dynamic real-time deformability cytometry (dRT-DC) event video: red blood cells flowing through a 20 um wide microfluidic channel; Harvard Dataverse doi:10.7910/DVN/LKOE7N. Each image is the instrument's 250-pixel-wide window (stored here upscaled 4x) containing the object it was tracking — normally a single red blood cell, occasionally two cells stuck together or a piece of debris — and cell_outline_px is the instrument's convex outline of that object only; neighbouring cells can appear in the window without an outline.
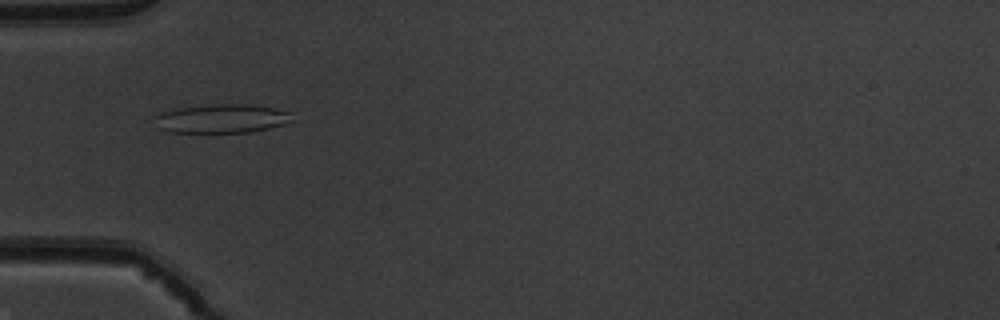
{"species": "common noctule bat (a hibernating species)", "species_latin": "Nyctalus noctula", "temperature_condition": "warm", "stored_images_in_passage": 51, "camera_frame_rate_fps": 3000, "um_per_image_px": 0.085, "animal": {"sex": "male", "body_mass_g": 19.5, "forearm_length_mm": 54.6}, "frame": {"image": 1, "passage_image": 17, "time_ms": 5.333, "image_size_px": [1000, 320], "cell_outline_px": [[292, 120], [268, 128], [252, 132], [168, 132], [156, 128], [152, 116], [160, 112], [176, 108], [216, 104], [252, 104], [272, 108], [288, 112]], "centroid_in_image_um": [18.71, 10.08], "position_along_channel_um": 66.3, "area_um2": 23.06}}
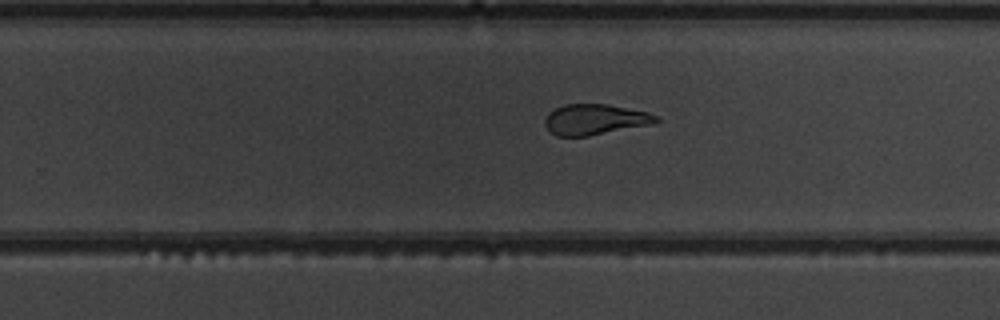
{"frame": {"image": 2, "passage_image": 33, "time_ms": 10.667, "image_size_px": [1000, 320], "cell_outline_px": [[660, 120], [648, 124], [588, 136], [556, 136], [548, 132], [544, 124], [544, 120], [548, 112], [564, 104], [608, 104], [648, 112], [656, 116]], "centroid_in_image_um": [50.48, 10.15], "position_along_channel_um": 279.3, "area_um2": 19.71}}
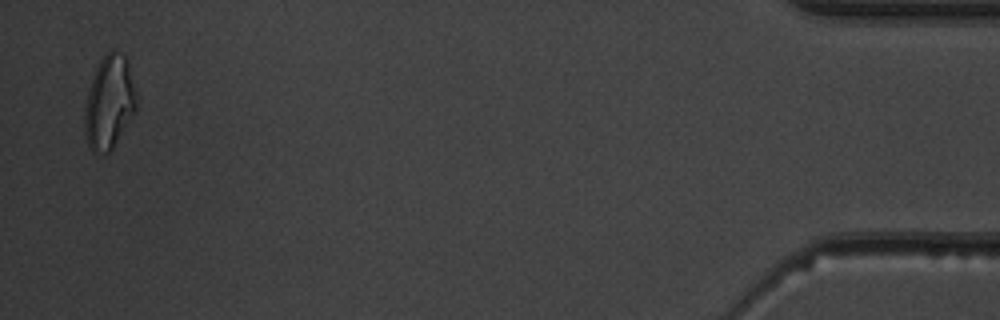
{"frame": {"image": 3, "passage_image": 50, "time_ms": 16.333, "image_size_px": [1000, 320], "cell_outline_px": [[140, 100], [136, 108], [112, 148], [108, 152], [92, 152], [88, 148], [84, 132], [84, 108], [88, 92], [96, 68], [100, 60], [108, 52], [124, 52]], "centroid_in_image_um": [9.29, 8.7], "position_along_channel_um": 425.9, "area_um2": 28.09}, "authors_computed_cell_mechanics": {"area_um2": 23.0044, "velocity_mm_per_s": 4.0263, "shape_relaxation_time_tau1_ms": null, "shape_relaxation_time_tau2_ms": 1.8103, "deformation_change_tau1": null, "deformation_change_tau2": 0.0981}}